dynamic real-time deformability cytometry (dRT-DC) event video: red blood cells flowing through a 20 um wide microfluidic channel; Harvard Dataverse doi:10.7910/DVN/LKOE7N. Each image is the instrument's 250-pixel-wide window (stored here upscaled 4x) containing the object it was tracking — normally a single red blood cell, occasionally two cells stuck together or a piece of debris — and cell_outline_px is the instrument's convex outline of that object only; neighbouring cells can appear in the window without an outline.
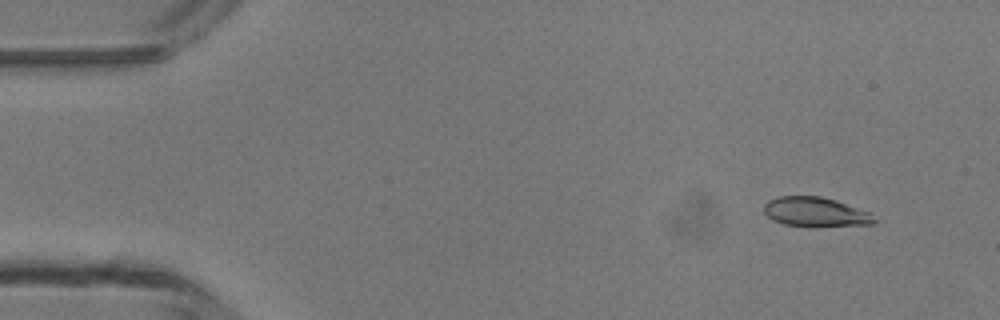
{"species": "common noctule bat (a hibernating species)", "species_latin": "Nyctalus noctula", "temperature_condition": "room temperature", "stored_images_in_passage": 5, "segment_of_instrument_passage": [2, 2], "camera_frame_rate_fps": 3000, "um_per_image_px": 0.085, "animal": {"sex": "male", "body_mass_g": 13.3}, "frame": {"image": 1, "passage_image": 5, "time_ms": 5.0, "image_size_px": [1000, 320], "cell_outline_px": [[876, 224], [816, 228], [808, 228], [784, 224], [772, 220], [764, 212], [764, 204], [768, 200], [776, 196], [820, 196], [836, 200], [872, 212], [876, 220]], "centroid_in_image_um": [69.36, 18.05], "position_along_channel_um": 15.6, "area_um2": 19.77}}